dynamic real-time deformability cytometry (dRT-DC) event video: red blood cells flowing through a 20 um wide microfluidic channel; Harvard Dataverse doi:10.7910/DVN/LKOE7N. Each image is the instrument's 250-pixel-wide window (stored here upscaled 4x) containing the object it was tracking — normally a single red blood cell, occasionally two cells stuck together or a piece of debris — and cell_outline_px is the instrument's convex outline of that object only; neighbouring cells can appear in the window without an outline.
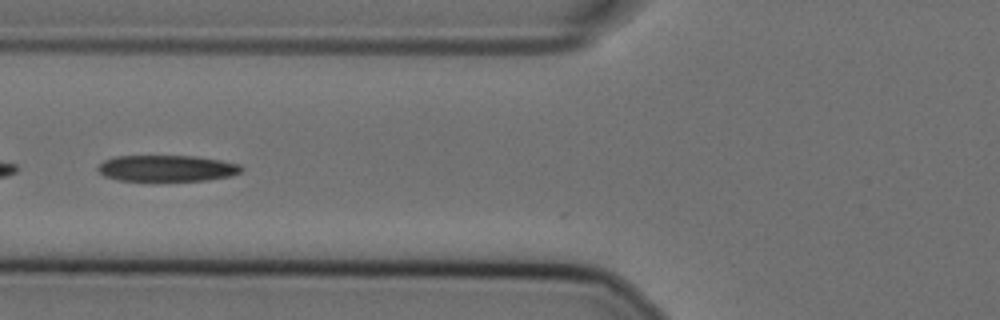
{"species": "Egyptian fruit bat (a non-hibernating species)", "species_latin": "Rousettus aegyptiacus", "temperature_condition": "cold", "stored_images_in_passage": 48, "camera_frame_rate_fps": 3000, "um_per_image_px": 0.085, "animal": {"sex": "female"}, "frame": {"image": 1, "passage_image": 14, "time_ms": 4.333, "image_size_px": [1000, 320], "cell_outline_px": [[244, 168], [240, 172], [232, 176], [208, 180], [120, 180], [104, 176], [96, 168], [104, 160], [116, 156], [196, 156], [220, 160], [240, 164]], "centroid_in_image_um": [14.21, 14.3], "position_along_channel_um": 111.6, "area_um2": 21.85}}
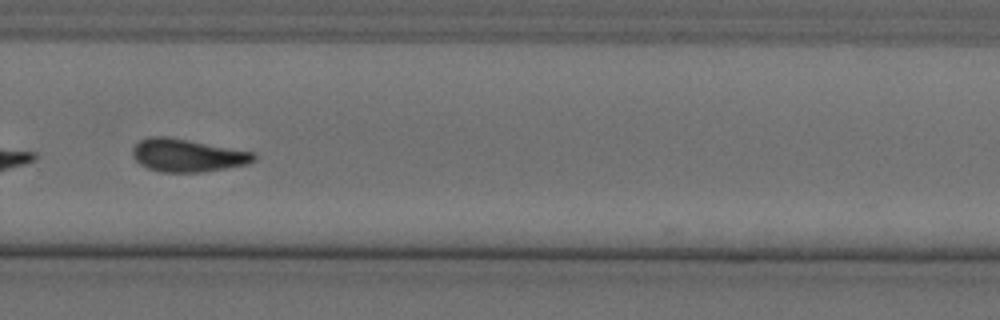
{"frame": {"image": 2, "passage_image": 31, "time_ms": 10.0, "image_size_px": [1000, 320], "cell_outline_px": [[256, 160], [248, 164], [204, 172], [160, 172], [148, 168], [140, 164], [132, 156], [132, 148], [140, 140], [148, 136], [168, 136], [256, 152]], "centroid_in_image_um": [15.94, 13.2], "position_along_channel_um": 313.9, "area_um2": 23.52}, "authors_computed_cell_mechanics": {"area_um2": 23.3801, "velocity_mm_per_s": 3.5854, "shape_relaxation_time_tau1_ms": 10.9696, "shape_relaxation_time_tau2_ms": 6.7846, "deformation_change_tau1": 0.2361, "deformation_change_tau2": 0.1405}}